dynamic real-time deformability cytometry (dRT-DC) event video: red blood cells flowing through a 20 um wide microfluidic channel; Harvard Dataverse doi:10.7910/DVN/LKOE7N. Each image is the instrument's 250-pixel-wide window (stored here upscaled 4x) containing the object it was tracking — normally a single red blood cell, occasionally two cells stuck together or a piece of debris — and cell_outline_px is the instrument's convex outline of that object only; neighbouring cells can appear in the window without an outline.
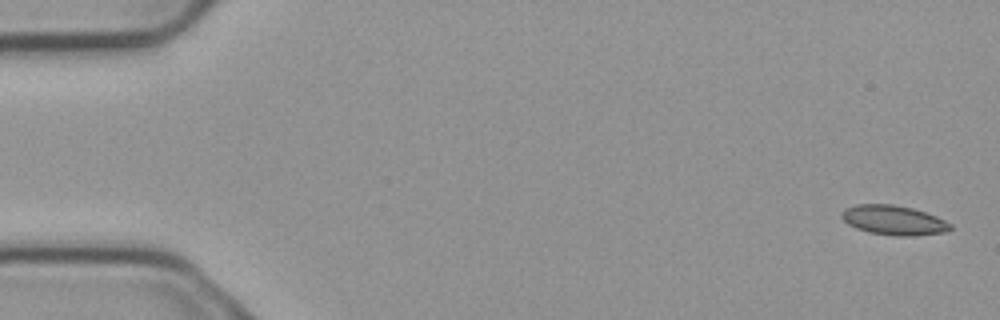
{"species": "common noctule bat (a hibernating species)", "species_latin": "Nyctalus noctula", "temperature_condition": "cold", "stored_images_in_passage": 5, "camera_frame_rate_fps": 3000, "um_per_image_px": 0.085, "animal": {"sex": "male", "body_mass_g": 23.1, "forearm_length_mm": 52.7}, "frame": {"image": 1, "passage_image": 1, "time_ms": 0.0, "image_size_px": [1000, 320], "cell_outline_px": [[952, 228], [944, 232], [916, 236], [892, 236], [868, 232], [856, 228], [848, 224], [840, 216], [844, 208], [856, 204], [892, 204], [912, 208], [936, 216], [952, 224]], "centroid_in_image_um": [75.94, 18.72], "position_along_channel_um": 9.1, "area_um2": 18.84}}